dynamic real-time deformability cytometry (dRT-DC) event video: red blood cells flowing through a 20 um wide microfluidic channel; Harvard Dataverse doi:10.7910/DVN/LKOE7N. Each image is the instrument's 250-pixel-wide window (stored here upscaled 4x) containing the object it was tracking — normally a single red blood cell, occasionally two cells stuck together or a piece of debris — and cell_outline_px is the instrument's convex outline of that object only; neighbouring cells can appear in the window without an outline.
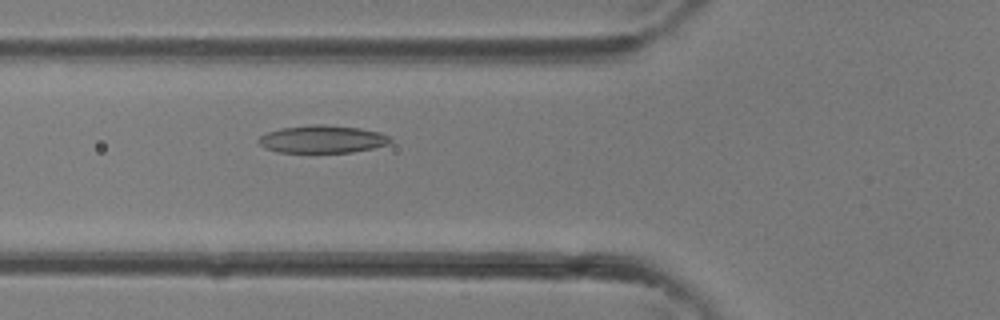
{"species": "common noctule bat (a hibernating species)", "species_latin": "Nyctalus noctula", "temperature_condition": "room temperature", "stored_images_in_passage": 36, "camera_frame_rate_fps": 3000, "um_per_image_px": 0.085, "animal": {"sex": "female"}, "frame": {"image": 1, "passage_image": 13, "time_ms": 4.0, "image_size_px": [1000, 320], "cell_outline_px": [[392, 140], [388, 144], [372, 148], [352, 152], [276, 152], [264, 148], [256, 140], [260, 136], [268, 132], [280, 128], [312, 124], [324, 124], [360, 128], [380, 132], [388, 136]], "centroid_in_image_um": [27.37, 11.82], "position_along_channel_um": 98.4, "area_um2": 21.27}}
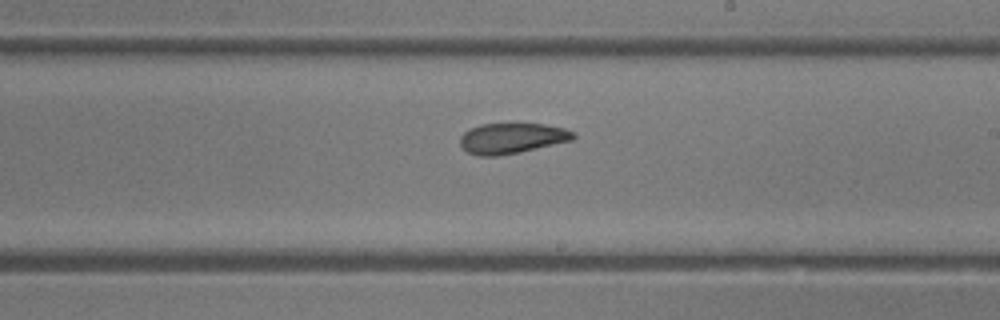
{"frame": {"image": 2, "passage_image": 21, "time_ms": 6.667, "image_size_px": [1000, 320], "cell_outline_px": [[576, 136], [572, 140], [520, 152], [496, 156], [476, 156], [468, 152], [460, 144], [460, 136], [468, 128], [480, 124], [544, 124], [564, 128], [576, 132]], "centroid_in_image_um": [43.5, 11.75], "position_along_channel_um": 245.5, "area_um2": 20.17}}
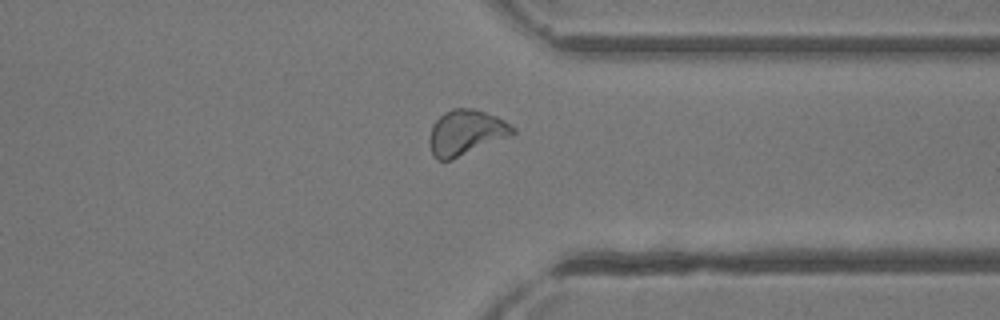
{"frame": {"image": 3, "passage_image": 28, "time_ms": 9.0, "image_size_px": [1000, 320], "cell_outline_px": [[516, 132], [512, 136], [452, 160], [436, 160], [432, 156], [428, 144], [428, 136], [432, 124], [444, 112], [452, 108], [472, 108], [496, 116], [504, 120], [516, 128]], "centroid_in_image_um": [39.58, 11.28], "position_along_channel_um": 371.8, "area_um2": 22.48}}